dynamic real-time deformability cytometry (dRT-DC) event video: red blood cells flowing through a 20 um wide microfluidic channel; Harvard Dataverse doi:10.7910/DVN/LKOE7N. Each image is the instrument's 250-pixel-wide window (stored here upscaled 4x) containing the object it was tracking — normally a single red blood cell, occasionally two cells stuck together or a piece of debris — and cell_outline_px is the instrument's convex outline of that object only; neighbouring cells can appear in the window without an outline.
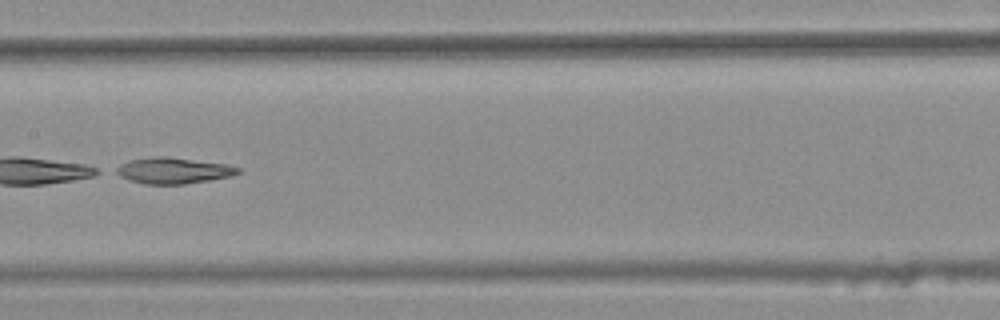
{"species": "common noctule bat (a hibernating species)", "species_latin": "Nyctalus noctula", "temperature_condition": "warm", "stored_images_in_passage": 46, "segment_of_instrument_passage": [2, 2], "camera_frame_rate_fps": 3000, "um_per_image_px": 0.085, "animal": {"sex": "female", "body_mass_g": 25.1}, "frame": {"image": 1, "passage_image": 27, "time_ms": 8.667, "image_size_px": [1000, 320], "cell_outline_px": [[240, 172], [232, 176], [184, 184], [144, 184], [128, 180], [112, 172], [112, 168], [128, 160], [152, 156], [168, 156], [224, 164], [240, 168]], "centroid_in_image_um": [14.63, 14.49], "position_along_channel_um": 192.8, "area_um2": 18.73}}